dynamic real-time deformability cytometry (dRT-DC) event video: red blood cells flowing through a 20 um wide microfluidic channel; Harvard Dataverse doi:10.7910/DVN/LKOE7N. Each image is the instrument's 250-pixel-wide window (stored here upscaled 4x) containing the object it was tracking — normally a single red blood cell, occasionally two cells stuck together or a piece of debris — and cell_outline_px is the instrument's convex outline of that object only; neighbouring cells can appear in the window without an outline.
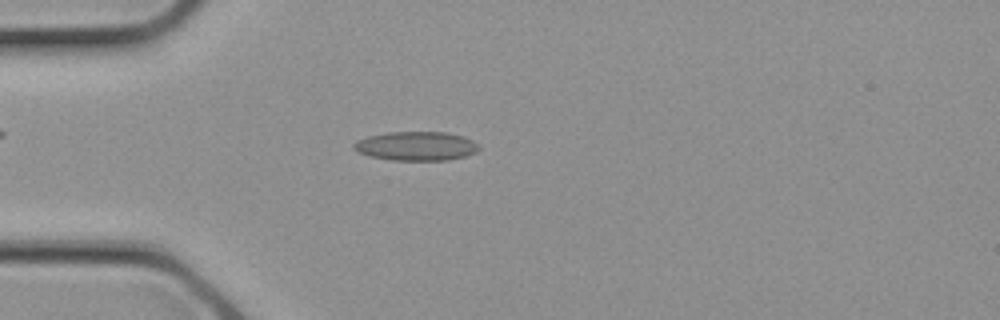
{"species": "common noctule bat (a hibernating species)", "species_latin": "Nyctalus noctula", "temperature_condition": "cold", "stored_images_in_passage": 18, "camera_frame_rate_fps": 3000, "um_per_image_px": 0.085, "animal": {"sex": "female", "body_mass_g": 21.9}, "frame": {"image": 1, "passage_image": 7, "time_ms": 2.0, "image_size_px": [1000, 320], "cell_outline_px": [[480, 148], [476, 152], [464, 156], [448, 160], [392, 160], [372, 156], [360, 152], [352, 148], [352, 144], [356, 140], [368, 136], [388, 132], [444, 132], [464, 136], [472, 140]], "centroid_in_image_um": [35.37, 12.41], "position_along_channel_um": 49.6, "area_um2": 21.04}}
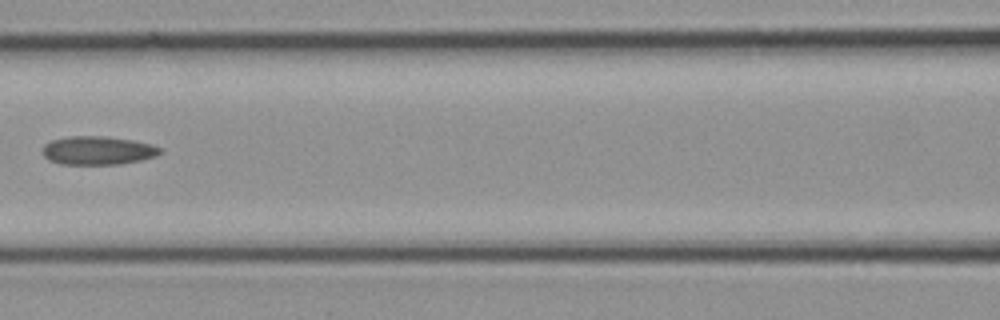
{"frame": {"image": 2, "passage_image": 12, "time_ms": 3.667, "image_size_px": [1000, 320], "cell_outline_px": [[164, 152], [156, 156], [140, 160], [120, 164], [60, 164], [48, 160], [40, 152], [44, 144], [52, 140], [72, 136], [104, 136], [132, 140], [152, 144], [160, 148]], "centroid_in_image_um": [8.29, 12.79], "position_along_channel_um": 158.3, "area_um2": 19.65}}
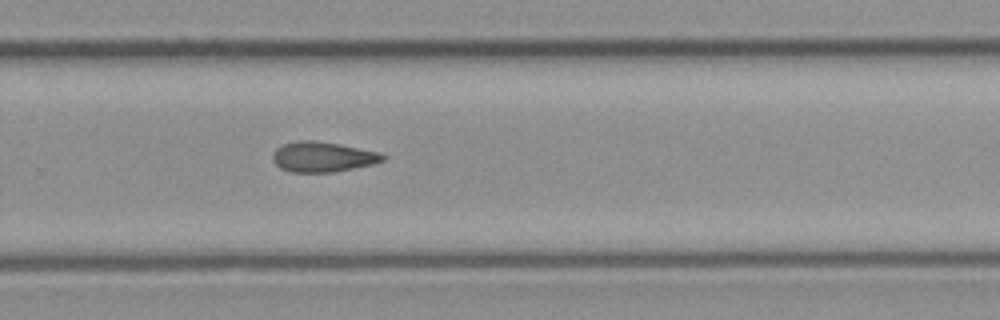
{"frame": {"image": 3, "passage_image": 18, "time_ms": 5.667, "image_size_px": [1000, 320], "cell_outline_px": [[388, 156], [384, 160], [372, 164], [336, 172], [288, 172], [280, 168], [272, 160], [272, 152], [276, 148], [284, 144], [296, 140], [316, 140], [340, 144], [380, 152]], "centroid_in_image_um": [27.42, 13.33], "position_along_channel_um": 302.4, "area_um2": 19.65}}